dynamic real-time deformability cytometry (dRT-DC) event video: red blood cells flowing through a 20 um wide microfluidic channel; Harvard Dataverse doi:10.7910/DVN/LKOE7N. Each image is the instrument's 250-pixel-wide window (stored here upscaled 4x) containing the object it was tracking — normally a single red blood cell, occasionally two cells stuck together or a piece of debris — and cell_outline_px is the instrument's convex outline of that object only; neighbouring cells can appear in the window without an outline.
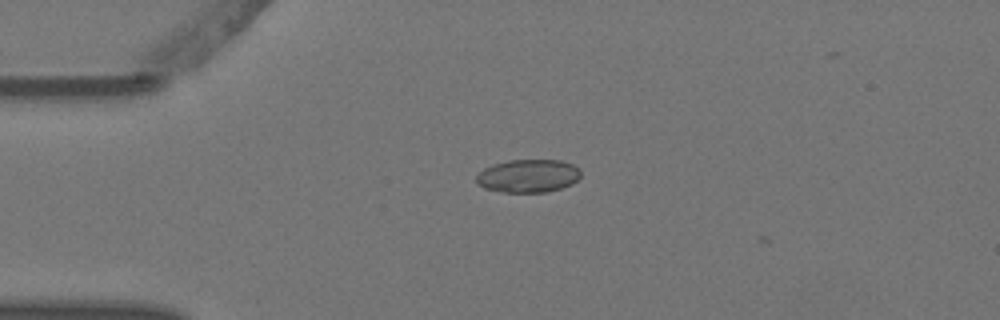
{"species": "Egyptian fruit bat (a non-hibernating species)", "species_latin": "Rousettus aegyptiacus", "temperature_condition": "warm", "stored_images_in_passage": 2, "camera_frame_rate_fps": 3000, "um_per_image_px": 0.085, "animal": {"sex": "female"}, "frame": {"image": 1, "passage_image": 1, "time_ms": 0.0, "image_size_px": [1000, 320], "cell_outline_px": [[580, 176], [572, 184], [548, 192], [504, 192], [484, 188], [476, 184], [476, 176], [484, 168], [492, 164], [508, 160], [560, 160], [572, 164], [580, 168]], "centroid_in_image_um": [44.88, 14.95], "position_along_channel_um": 40.1, "area_um2": 20.23}}